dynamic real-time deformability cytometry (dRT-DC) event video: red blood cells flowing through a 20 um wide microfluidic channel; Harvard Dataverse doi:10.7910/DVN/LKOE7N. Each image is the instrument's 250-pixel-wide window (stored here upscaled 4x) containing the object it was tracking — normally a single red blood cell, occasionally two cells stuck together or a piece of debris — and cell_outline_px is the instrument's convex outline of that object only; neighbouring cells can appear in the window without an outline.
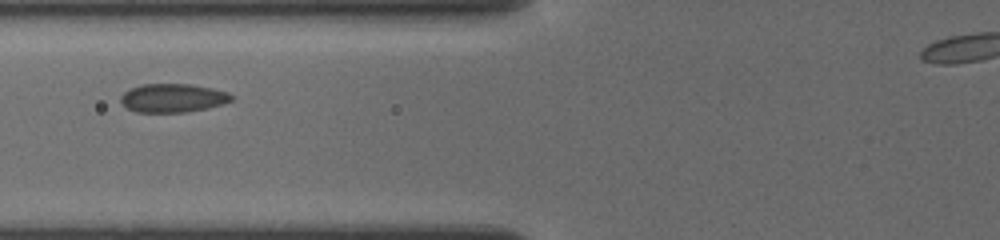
{"species": "common noctule bat (a hibernating species)", "species_latin": "Nyctalus noctula", "temperature_condition": "cold", "stored_images_in_passage": 4, "camera_frame_rate_fps": 3000, "um_per_image_px": 0.085, "animal": {"sex": "female", "body_mass_g": 19.5, "forearm_length_mm": 54.1}, "frame": {"image": 1, "passage_image": 4, "time_ms": 2.667, "image_size_px": [1000, 240], "cell_outline_px": [[232, 100], [220, 104], [204, 108], [184, 112], [136, 112], [128, 108], [120, 100], [120, 96], [124, 92], [140, 84], [192, 84], [212, 88], [228, 92], [232, 96]], "centroid_in_image_um": [14.66, 8.31], "position_along_channel_um": 111.1, "area_um2": 18.21}}